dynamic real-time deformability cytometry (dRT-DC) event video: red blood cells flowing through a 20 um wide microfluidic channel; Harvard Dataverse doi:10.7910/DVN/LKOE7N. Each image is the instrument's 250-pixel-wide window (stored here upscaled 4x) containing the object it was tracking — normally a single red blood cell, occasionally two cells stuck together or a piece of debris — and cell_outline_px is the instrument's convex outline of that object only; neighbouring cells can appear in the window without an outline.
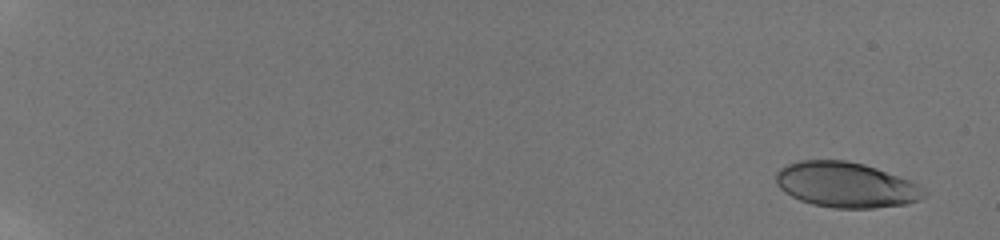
{"species": "human", "species_latin": "Homo sapiens", "temperature_condition": "room temperature", "stored_images_in_passage": 16, "camera_frame_rate_fps": 3000, "um_per_image_px": 0.085, "donor": {"sex": "male"}, "frame": {"image": 1, "passage_image": 2, "time_ms": 0.667, "image_size_px": [1000, 240], "cell_outline_px": [[928, 196], [904, 204], [876, 208], [832, 208], [812, 204], [800, 200], [784, 192], [776, 184], [776, 172], [780, 168], [788, 164], [800, 160], [844, 160], [864, 164], [876, 168], [920, 184], [928, 192]], "centroid_in_image_um": [71.92, 15.71], "position_along_channel_um": 13.1, "area_um2": 39.25}}
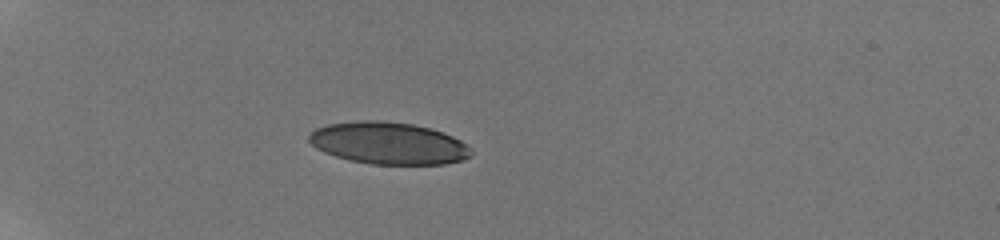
{"frame": {"image": 2, "passage_image": 11, "time_ms": 6.333, "image_size_px": [1000, 240], "cell_outline_px": [[472, 156], [464, 160], [444, 164], [372, 164], [348, 160], [324, 152], [316, 148], [308, 140], [308, 136], [316, 128], [328, 124], [356, 120], [380, 120], [412, 124], [428, 128], [452, 136], [468, 144], [472, 148]], "centroid_in_image_um": [33.03, 12.17], "position_along_channel_um": 52.0, "area_um2": 39.88}}
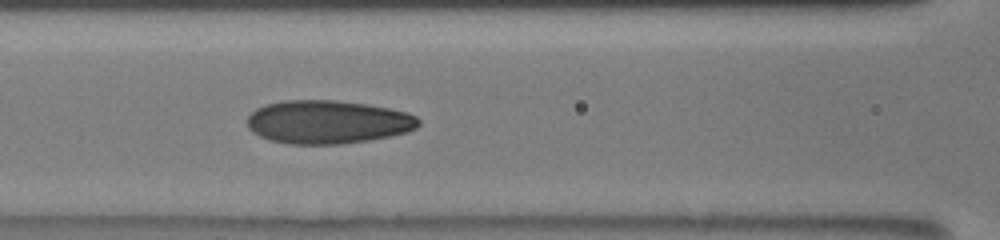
{"frame": {"image": 3, "passage_image": 16, "time_ms": 9.667, "image_size_px": [1000, 240], "cell_outline_px": [[420, 124], [416, 128], [408, 132], [368, 140], [340, 144], [288, 144], [272, 140], [260, 136], [252, 132], [248, 128], [248, 116], [256, 108], [264, 104], [280, 100], [336, 100], [368, 104], [408, 112], [416, 116], [420, 120]], "centroid_in_image_um": [27.86, 10.36], "position_along_channel_um": 138.7, "area_um2": 43.52}}